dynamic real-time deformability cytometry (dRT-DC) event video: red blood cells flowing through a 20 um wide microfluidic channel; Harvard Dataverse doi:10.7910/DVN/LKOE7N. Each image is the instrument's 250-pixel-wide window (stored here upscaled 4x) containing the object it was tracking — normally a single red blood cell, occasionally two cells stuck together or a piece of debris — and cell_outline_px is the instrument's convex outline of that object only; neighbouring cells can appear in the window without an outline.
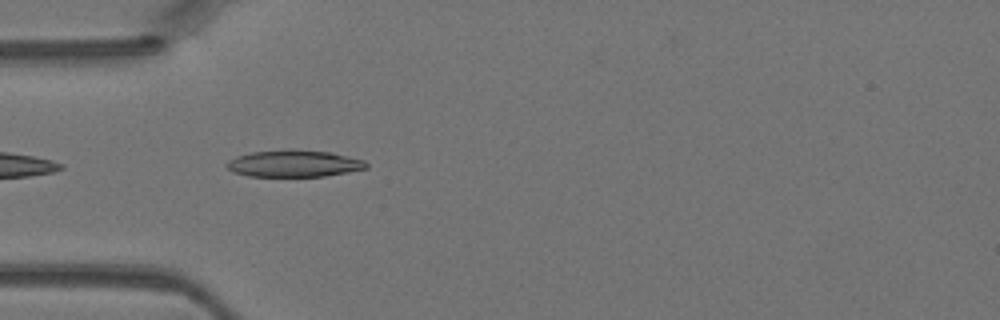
{"species": "Egyptian fruit bat (a non-hibernating species)", "species_latin": "Rousettus aegyptiacus", "temperature_condition": "warm", "stored_images_in_passage": 33, "camera_frame_rate_fps": 3000, "um_per_image_px": 0.085, "animal": {"sex": "female"}, "frame": {"image": 1, "passage_image": 2, "time_ms": 0.333, "image_size_px": [1000, 320], "cell_outline_px": [[368, 168], [348, 172], [324, 176], [248, 176], [232, 172], [224, 164], [228, 160], [236, 156], [252, 152], [332, 152], [364, 160], [368, 164]], "centroid_in_image_um": [24.99, 13.94], "position_along_channel_um": 60.0, "area_um2": 20.98}}
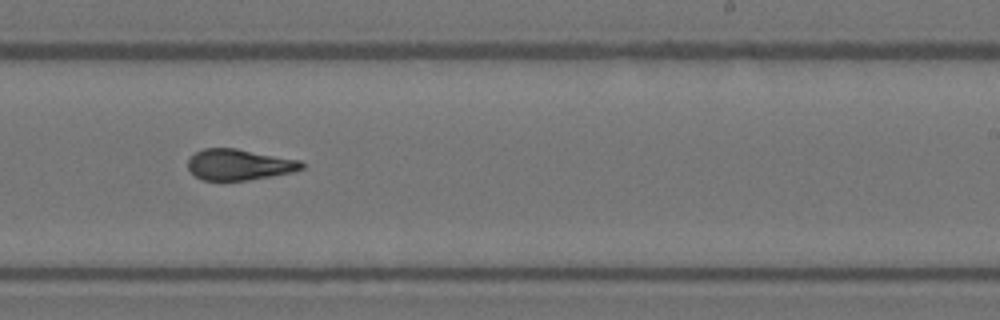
{"frame": {"image": 2, "passage_image": 16, "time_ms": 5.0, "image_size_px": [1000, 320], "cell_outline_px": [[304, 168], [296, 172], [248, 180], [200, 180], [188, 168], [188, 160], [196, 152], [204, 148], [236, 148], [300, 160], [304, 164]], "centroid_in_image_um": [20.36, 13.99], "position_along_channel_um": 268.6, "area_um2": 20.58}}
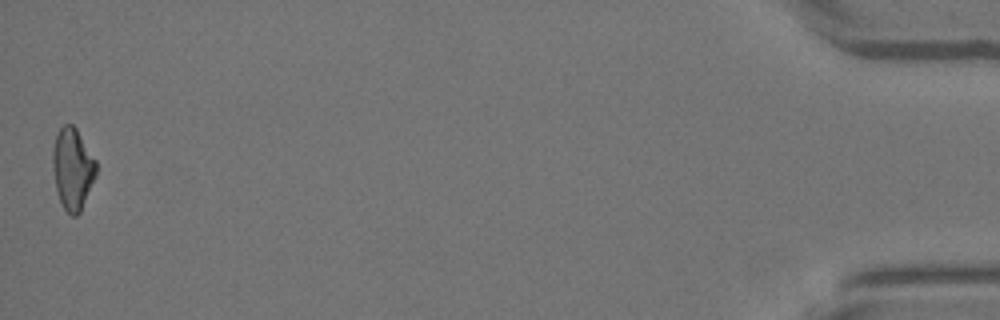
{"frame": {"image": 3, "passage_image": 33, "time_ms": 10.667, "image_size_px": [1000, 320], "cell_outline_px": [[96, 176], [80, 212], [76, 216], [72, 216], [64, 208], [60, 200], [56, 188], [52, 168], [52, 152], [56, 136], [60, 128], [64, 124], [72, 124], [76, 128], [96, 160]], "centroid_in_image_um": [6.17, 14.34], "position_along_channel_um": 429.0, "area_um2": 20.52}}